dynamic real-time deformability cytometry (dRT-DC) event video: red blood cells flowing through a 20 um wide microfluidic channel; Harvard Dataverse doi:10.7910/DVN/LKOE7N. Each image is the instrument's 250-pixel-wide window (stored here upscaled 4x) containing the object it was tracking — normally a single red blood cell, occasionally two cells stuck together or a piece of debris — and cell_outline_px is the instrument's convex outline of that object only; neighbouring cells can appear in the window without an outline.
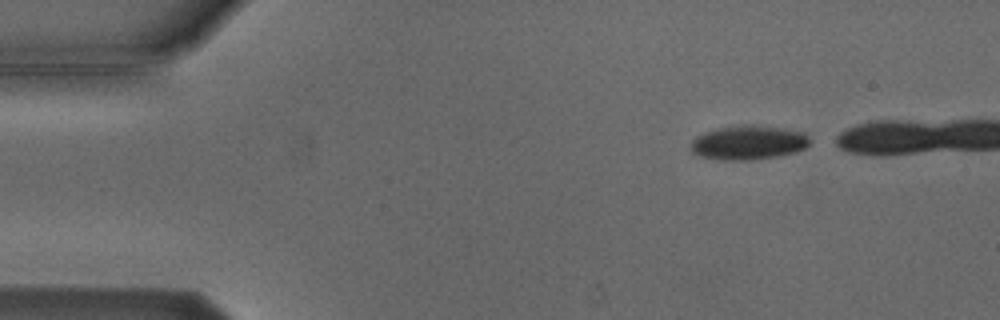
{"species": "Egyptian fruit bat (a non-hibernating species)", "species_latin": "Rousettus aegyptiacus", "temperature_condition": "cold", "stored_images_in_passage": 6, "camera_frame_rate_fps": 3000, "um_per_image_px": 0.085, "animal": {"sex": "male"}, "frame": {"image": 1, "passage_image": 1, "time_ms": 0.0, "image_size_px": [1000, 320], "cell_outline_px": [[808, 144], [804, 148], [796, 152], [776, 156], [752, 160], [720, 160], [700, 156], [692, 152], [688, 148], [692, 140], [696, 136], [704, 132], [720, 128], [744, 124], [752, 124], [784, 128], [804, 132], [808, 136]], "centroid_in_image_um": [63.58, 12.11], "position_along_channel_um": 21.4, "area_um2": 23.87}}